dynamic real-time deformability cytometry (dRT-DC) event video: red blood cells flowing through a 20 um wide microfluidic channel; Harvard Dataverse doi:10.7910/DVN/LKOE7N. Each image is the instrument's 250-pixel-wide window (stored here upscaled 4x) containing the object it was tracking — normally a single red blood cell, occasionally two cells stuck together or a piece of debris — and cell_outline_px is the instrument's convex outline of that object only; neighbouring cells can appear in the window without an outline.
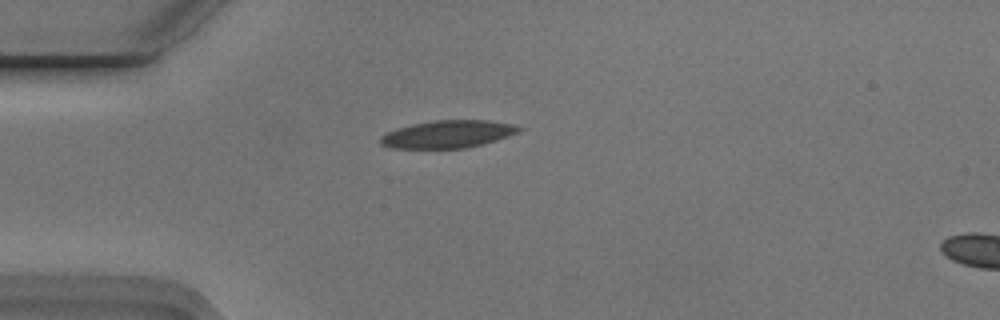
{"species": "Egyptian fruit bat (a non-hibernating species)", "species_latin": "Rousettus aegyptiacus", "temperature_condition": "cold", "stored_images_in_passage": 5, "camera_frame_rate_fps": 3000, "um_per_image_px": 0.085, "animal": {"sex": "male"}, "frame": {"image": 1, "passage_image": 2, "time_ms": 0.333, "image_size_px": [1000, 320], "cell_outline_px": [[524, 128], [520, 132], [496, 140], [464, 148], [392, 148], [380, 144], [380, 136], [396, 128], [412, 124], [436, 120], [488, 120], [512, 124]], "centroid_in_image_um": [38.06, 11.4], "position_along_channel_um": 46.9, "area_um2": 22.14}}